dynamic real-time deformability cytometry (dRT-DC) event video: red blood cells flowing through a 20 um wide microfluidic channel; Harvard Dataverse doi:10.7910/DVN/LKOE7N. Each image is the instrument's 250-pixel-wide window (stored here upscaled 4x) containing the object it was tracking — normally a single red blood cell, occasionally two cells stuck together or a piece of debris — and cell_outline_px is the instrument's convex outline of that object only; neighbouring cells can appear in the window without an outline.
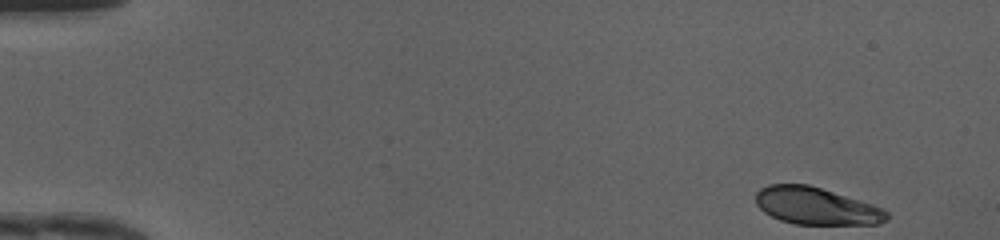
{"species": "human", "species_latin": "Homo sapiens", "temperature_condition": "cold", "stored_images_in_passage": 46, "camera_frame_rate_fps": 3000, "um_per_image_px": 0.085, "donor": {"sex": "female"}, "frame": {"image": 1, "passage_image": 1, "time_ms": 0.0, "image_size_px": [1000, 240], "cell_outline_px": [[888, 220], [880, 224], [796, 224], [780, 220], [764, 212], [756, 204], [756, 192], [760, 188], [768, 184], [808, 184], [872, 204], [884, 208], [888, 212]], "centroid_in_image_um": [69.38, 17.51], "position_along_channel_um": 15.6, "area_um2": 28.38}}
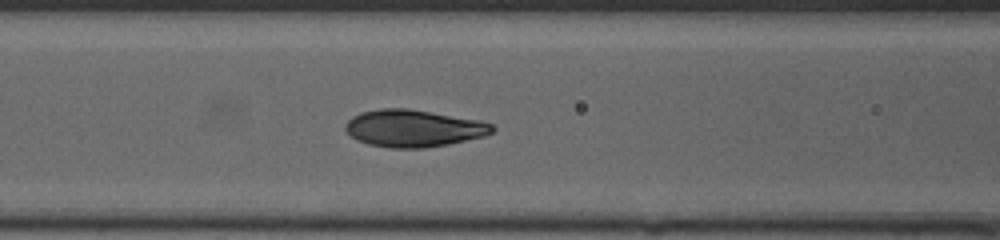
{"frame": {"image": 2, "passage_image": 19, "time_ms": 6.0, "image_size_px": [1000, 240], "cell_outline_px": [[496, 128], [492, 132], [484, 136], [448, 144], [424, 148], [392, 148], [368, 144], [356, 140], [344, 128], [344, 124], [352, 116], [360, 112], [380, 108], [408, 108], [480, 120], [492, 124]], "centroid_in_image_um": [35.13, 10.9], "position_along_channel_um": 131.5, "area_um2": 31.91}}
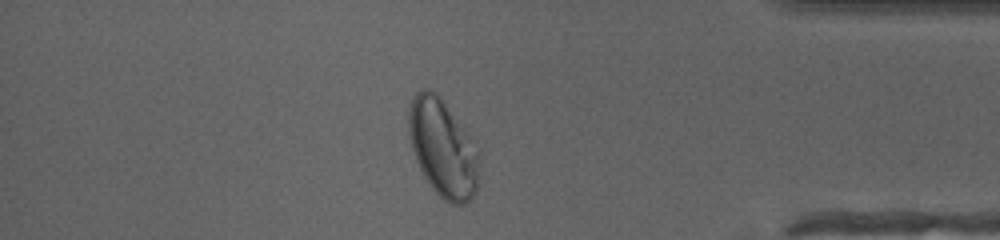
{"frame": {"image": 3, "passage_image": 40, "time_ms": 13.0, "image_size_px": [1000, 240], "cell_outline_px": [[480, 156], [476, 192], [472, 200], [464, 204], [452, 204], [444, 200], [432, 188], [424, 176], [416, 160], [412, 148], [408, 132], [408, 112], [412, 100], [416, 92], [420, 88], [428, 88], [436, 92], [464, 128]], "centroid_in_image_um": [37.63, 12.61], "position_along_channel_um": 397.6, "area_um2": 39.88}, "authors_computed_cell_mechanics": {"area_um2": 31.6744, "velocity_mm_per_s": 4.1703, "shape_relaxation_time_tau1_ms": 4.1132, "shape_relaxation_time_tau2_ms": null, "deformation_change_tau1": 0.1715, "deformation_change_tau2": null}}